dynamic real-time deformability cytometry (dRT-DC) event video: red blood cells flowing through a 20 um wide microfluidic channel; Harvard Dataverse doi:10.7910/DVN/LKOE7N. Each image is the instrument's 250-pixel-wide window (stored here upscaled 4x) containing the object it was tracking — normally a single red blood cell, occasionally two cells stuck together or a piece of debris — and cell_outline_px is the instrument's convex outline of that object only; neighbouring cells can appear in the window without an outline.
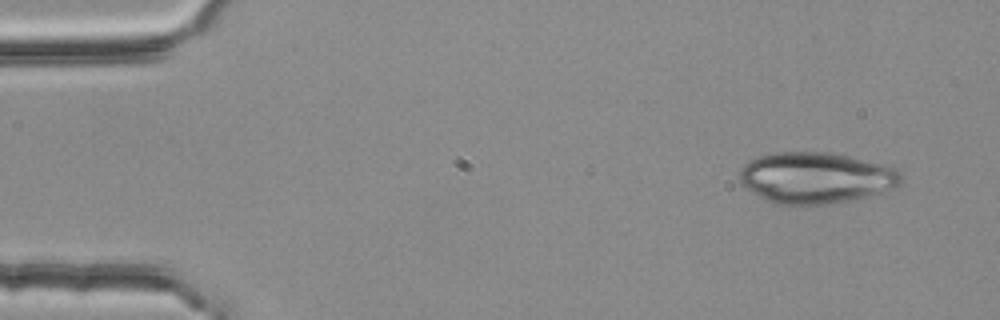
{"species": "common noctule bat (a hibernating species)", "species_latin": "Nyctalus noctula", "temperature_condition": "room temperature", "stored_images_in_passage": 3, "camera_frame_rate_fps": 3000, "um_per_image_px": 0.085, "animal": {"sex": "female", "body_mass_g": 25.1}, "frame": {"image": 1, "passage_image": 1, "time_ms": 0.0, "image_size_px": [1000, 320], "cell_outline_px": [[904, 180], [896, 188], [868, 196], [848, 200], [824, 204], [784, 204], [768, 200], [760, 196], [740, 184], [740, 168], [748, 160], [756, 156], [776, 152], [828, 152], [852, 156], [884, 164], [896, 168], [904, 176]], "centroid_in_image_um": [69.39, 15.08], "position_along_channel_um": 15.6, "area_um2": 48.32}}